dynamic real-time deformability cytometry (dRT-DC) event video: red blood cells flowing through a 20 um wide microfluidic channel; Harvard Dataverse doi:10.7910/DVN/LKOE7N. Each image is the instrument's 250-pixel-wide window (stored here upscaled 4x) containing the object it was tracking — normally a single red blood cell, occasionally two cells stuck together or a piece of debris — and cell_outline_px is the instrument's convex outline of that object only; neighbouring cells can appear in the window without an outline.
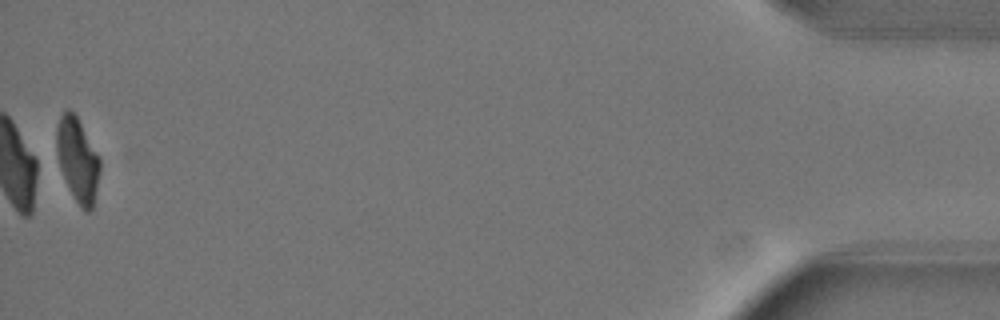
{"species": "Egyptian fruit bat (a non-hibernating species)", "species_latin": "Rousettus aegyptiacus", "temperature_condition": "warm", "stored_images_in_passage": 50, "camera_frame_rate_fps": 3000, "um_per_image_px": 0.085, "animal": {"sex": "female"}, "frame": {"image": 1, "passage_image": 50, "time_ms": 16.333, "image_size_px": [1000, 320], "cell_outline_px": [[100, 172], [92, 208], [88, 212], [84, 212], [80, 208], [68, 188], [60, 168], [56, 152], [56, 128], [60, 116], [64, 108], [68, 108], [76, 116], [100, 156]], "centroid_in_image_um": [6.58, 13.57], "position_along_channel_um": 428.6, "area_um2": 21.39}, "authors_computed_cell_mechanics": {"area_um2": 24.6517, "velocity_mm_per_s": 4.0801, "shape_relaxation_time_tau1_ms": 3.0281, "shape_relaxation_time_tau2_ms": 8.7203, "deformation_change_tau1": 0.1717, "deformation_change_tau2": 0.1087}}